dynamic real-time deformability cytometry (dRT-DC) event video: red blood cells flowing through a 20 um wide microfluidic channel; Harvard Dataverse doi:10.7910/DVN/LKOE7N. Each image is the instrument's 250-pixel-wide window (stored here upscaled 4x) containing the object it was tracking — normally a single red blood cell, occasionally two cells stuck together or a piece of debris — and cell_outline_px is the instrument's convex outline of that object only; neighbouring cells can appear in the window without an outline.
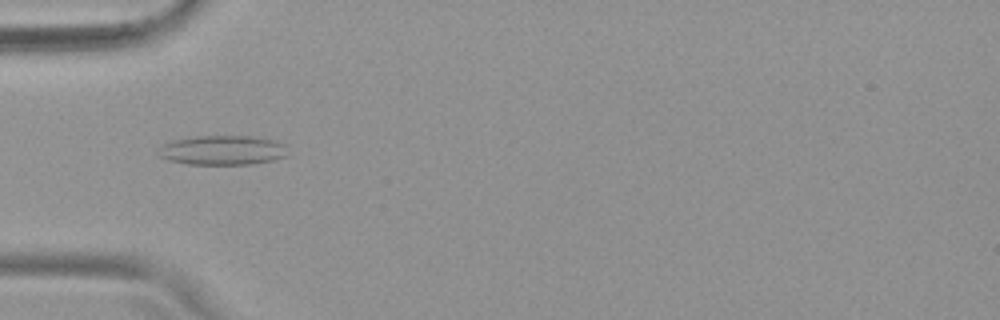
{"species": "common noctule bat (a hibernating species)", "species_latin": "Nyctalus noctula", "temperature_condition": "warm", "stored_images_in_passage": 53, "camera_frame_rate_fps": 3000, "um_per_image_px": 0.085, "animal": {"sex": "female", "body_mass_g": 19.9}, "frame": {"image": 1, "passage_image": 17, "time_ms": 5.333, "image_size_px": [1000, 320], "cell_outline_px": [[288, 156], [272, 160], [252, 164], [184, 164], [168, 160], [160, 156], [160, 148], [164, 144], [172, 140], [196, 136], [252, 136], [272, 140], [284, 144]], "centroid_in_image_um": [18.92, 12.77], "position_along_channel_um": 66.1, "area_um2": 22.14}}
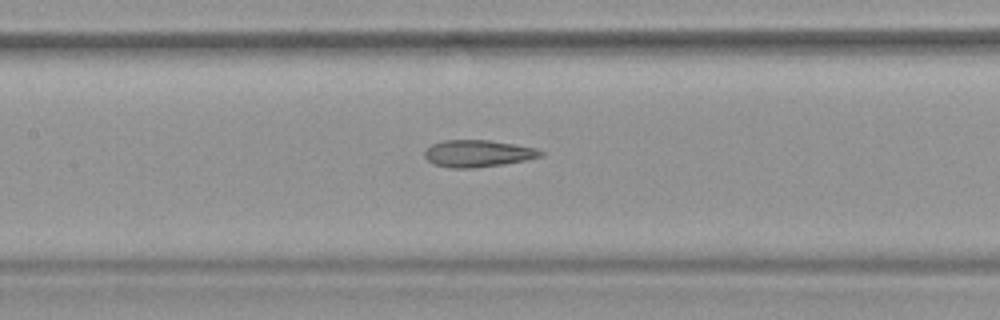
{"frame": {"image": 2, "passage_image": 25, "time_ms": 8.0, "image_size_px": [1000, 320], "cell_outline_px": [[544, 156], [528, 160], [504, 164], [472, 168], [452, 168], [432, 164], [424, 156], [424, 152], [432, 144], [444, 140], [488, 140], [516, 144], [536, 148], [544, 152]], "centroid_in_image_um": [40.65, 13.05], "position_along_channel_um": 166.7, "area_um2": 18.38}}
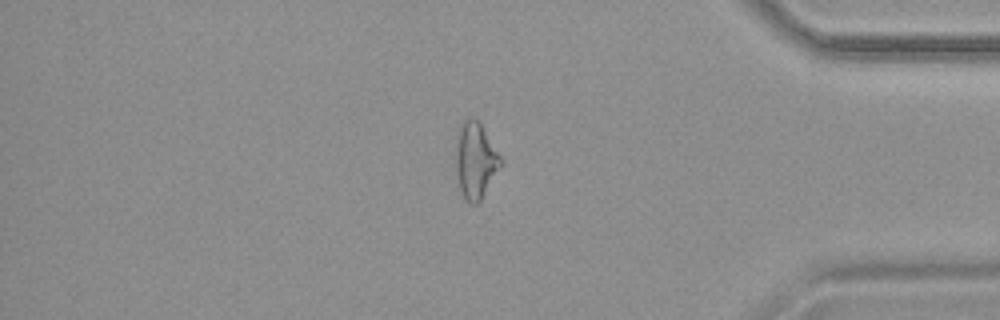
{"frame": {"image": 3, "passage_image": 45, "time_ms": 14.667, "image_size_px": [1000, 320], "cell_outline_px": [[504, 164], [480, 200], [476, 204], [472, 204], [464, 196], [460, 188], [456, 172], [456, 128], [464, 120], [472, 116], [480, 120], [500, 156]], "centroid_in_image_um": [40.42, 13.56], "position_along_channel_um": 394.8, "area_um2": 20.23}, "authors_computed_cell_mechanics": {"area_um2": 20.23, "velocity_mm_per_s": 3.8003, "shape_relaxation_time_tau1_ms": null, "shape_relaxation_time_tau2_ms": 2.1152, "deformation_change_tau1": null, "deformation_change_tau2": 0.1204}}